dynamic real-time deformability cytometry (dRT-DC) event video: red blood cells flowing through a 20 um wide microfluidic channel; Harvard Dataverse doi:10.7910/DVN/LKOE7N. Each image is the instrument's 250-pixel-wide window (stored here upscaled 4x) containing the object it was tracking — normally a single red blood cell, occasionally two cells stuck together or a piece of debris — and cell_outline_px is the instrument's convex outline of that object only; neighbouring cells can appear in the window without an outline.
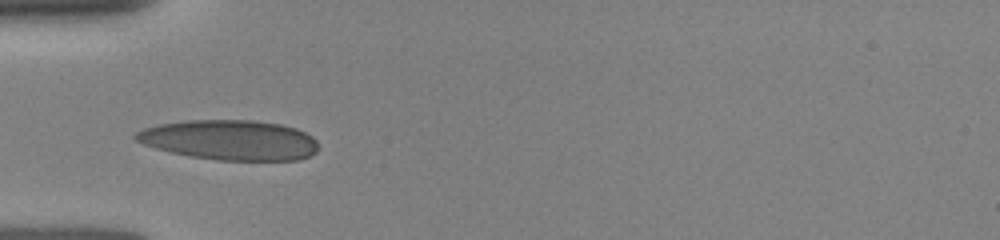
{"species": "human", "species_latin": "Homo sapiens", "temperature_condition": "room temperature", "stored_images_in_passage": 13, "camera_frame_rate_fps": 3000, "um_per_image_px": 0.085, "donor": {"sex": "female"}, "frame": {"image": 1, "passage_image": 6, "time_ms": 5.0, "image_size_px": [1000, 240], "cell_outline_px": [[316, 152], [300, 160], [216, 160], [192, 156], [172, 152], [156, 148], [144, 144], [136, 140], [132, 136], [136, 132], [144, 128], [160, 124], [184, 120], [256, 120], [280, 124], [296, 128], [312, 136], [316, 140]], "centroid_in_image_um": [19.53, 11.89], "position_along_channel_um": 65.5, "area_um2": 42.48}}
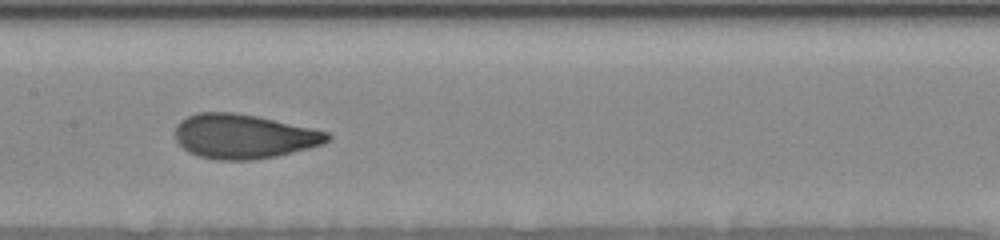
{"frame": {"image": 2, "passage_image": 9, "time_ms": 8.0, "image_size_px": [1000, 240], "cell_outline_px": [[332, 136], [324, 144], [276, 156], [252, 160], [216, 160], [196, 156], [188, 152], [176, 140], [176, 124], [180, 120], [188, 116], [200, 112], [232, 112], [256, 116], [312, 128], [328, 132]], "centroid_in_image_um": [20.7, 11.6], "position_along_channel_um": 186.7, "area_um2": 39.36}}
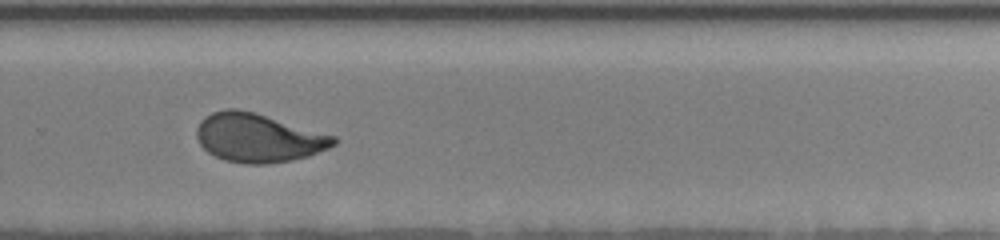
{"frame": {"image": 3, "passage_image": 12, "time_ms": 11.0, "image_size_px": [1000, 240], "cell_outline_px": [[336, 144], [328, 148], [308, 156], [292, 160], [268, 164], [248, 164], [224, 160], [208, 152], [200, 144], [196, 136], [196, 128], [200, 120], [204, 116], [212, 112], [224, 108], [236, 108], [256, 112], [336, 136]], "centroid_in_image_um": [21.93, 11.7], "position_along_channel_um": 307.9, "area_um2": 39.13}}